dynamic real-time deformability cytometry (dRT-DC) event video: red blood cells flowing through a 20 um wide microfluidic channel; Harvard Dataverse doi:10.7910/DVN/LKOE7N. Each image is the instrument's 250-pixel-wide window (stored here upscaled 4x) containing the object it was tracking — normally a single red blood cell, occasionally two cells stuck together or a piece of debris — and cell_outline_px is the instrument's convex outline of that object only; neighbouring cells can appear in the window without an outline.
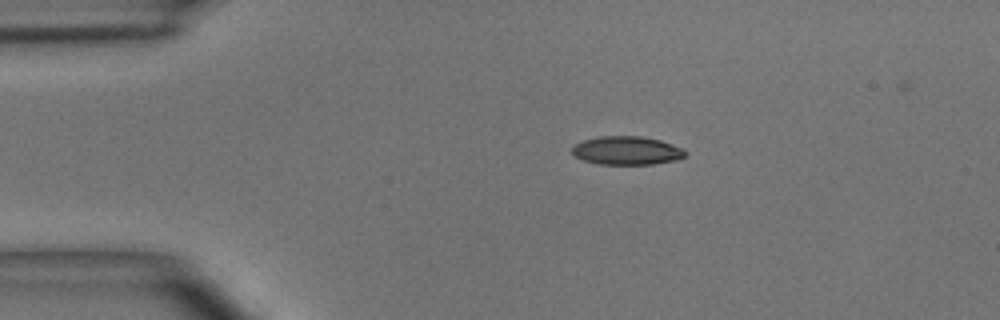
{"species": "common noctule bat (a hibernating species)", "species_latin": "Nyctalus noctula", "temperature_condition": "room temperature", "stored_images_in_passage": 42, "camera_frame_rate_fps": 3000, "um_per_image_px": 0.085, "animal": {"sex": "male", "body_mass_g": 15.6}, "frame": {"image": 1, "passage_image": 1, "time_ms": 0.0, "image_size_px": [1000, 320], "cell_outline_px": [[688, 152], [684, 156], [676, 160], [652, 164], [600, 164], [584, 160], [576, 156], [572, 152], [572, 148], [576, 144], [584, 140], [600, 136], [640, 136], [660, 140], [684, 148]], "centroid_in_image_um": [53.32, 12.79], "position_along_channel_um": 31.7, "area_um2": 18.67}}
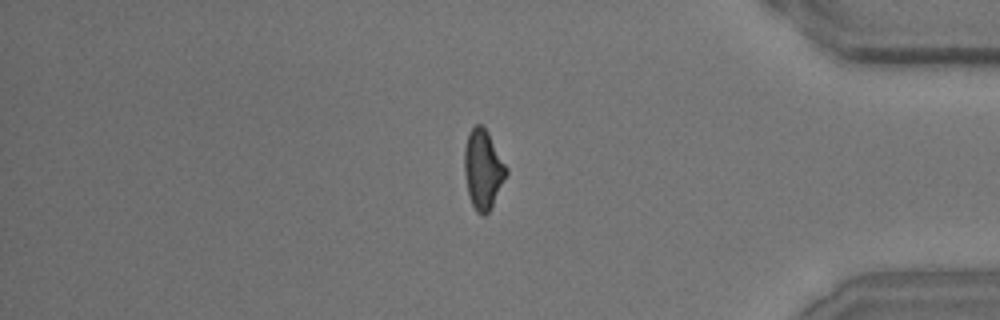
{"frame": {"image": 2, "passage_image": 34, "time_ms": 11.0, "image_size_px": [1000, 320], "cell_outline_px": [[508, 172], [488, 212], [484, 216], [480, 216], [476, 212], [468, 196], [464, 172], [464, 148], [468, 132], [476, 124], [480, 124], [488, 132], [508, 168]], "centroid_in_image_um": [41.04, 14.39], "position_along_channel_um": 394.2, "area_um2": 19.36}}
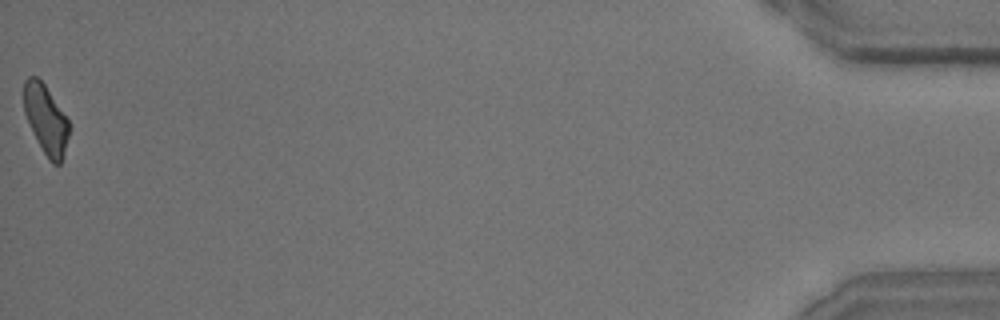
{"frame": {"image": 3, "passage_image": 42, "time_ms": 13.667, "image_size_px": [1000, 320], "cell_outline_px": [[68, 136], [60, 164], [52, 164], [48, 160], [24, 112], [20, 92], [24, 80], [28, 76], [36, 76], [44, 84], [68, 120]], "centroid_in_image_um": [3.83, 10.06], "position_along_channel_um": 431.4, "area_um2": 17.92}, "authors_computed_cell_mechanics": {"area_um2": 19.3052, "velocity_mm_per_s": 3.9479, "shape_relaxation_time_tau1_ms": 3.3908, "shape_relaxation_time_tau2_ms": 2.5248, "deformation_change_tau1": 0.1595, "deformation_change_tau2": 0.1037}}